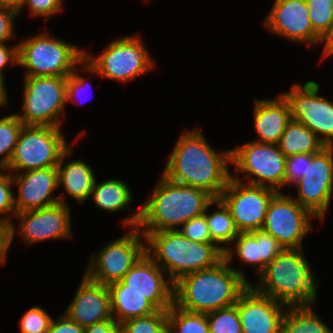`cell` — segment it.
Returning <instances> with one entry per match:
<instances>
[{
  "mask_svg": "<svg viewBox=\"0 0 333 333\" xmlns=\"http://www.w3.org/2000/svg\"><path fill=\"white\" fill-rule=\"evenodd\" d=\"M242 333H281L282 318L288 308L249 285L238 297Z\"/></svg>",
  "mask_w": 333,
  "mask_h": 333,
  "instance_id": "cell-20",
  "label": "cell"
},
{
  "mask_svg": "<svg viewBox=\"0 0 333 333\" xmlns=\"http://www.w3.org/2000/svg\"><path fill=\"white\" fill-rule=\"evenodd\" d=\"M146 239V254L175 283L180 277L216 266L224 251L216 243L195 242L178 230L141 232Z\"/></svg>",
  "mask_w": 333,
  "mask_h": 333,
  "instance_id": "cell-5",
  "label": "cell"
},
{
  "mask_svg": "<svg viewBox=\"0 0 333 333\" xmlns=\"http://www.w3.org/2000/svg\"><path fill=\"white\" fill-rule=\"evenodd\" d=\"M23 76L67 77L85 59V49L46 32L18 41Z\"/></svg>",
  "mask_w": 333,
  "mask_h": 333,
  "instance_id": "cell-7",
  "label": "cell"
},
{
  "mask_svg": "<svg viewBox=\"0 0 333 333\" xmlns=\"http://www.w3.org/2000/svg\"><path fill=\"white\" fill-rule=\"evenodd\" d=\"M7 86L5 82V77L0 76V109L9 107V98L7 93Z\"/></svg>",
  "mask_w": 333,
  "mask_h": 333,
  "instance_id": "cell-47",
  "label": "cell"
},
{
  "mask_svg": "<svg viewBox=\"0 0 333 333\" xmlns=\"http://www.w3.org/2000/svg\"><path fill=\"white\" fill-rule=\"evenodd\" d=\"M151 192L139 210L121 219L124 229L138 228L140 232L177 230L190 219L204 214L214 199L203 189L173 182L162 174Z\"/></svg>",
  "mask_w": 333,
  "mask_h": 333,
  "instance_id": "cell-2",
  "label": "cell"
},
{
  "mask_svg": "<svg viewBox=\"0 0 333 333\" xmlns=\"http://www.w3.org/2000/svg\"><path fill=\"white\" fill-rule=\"evenodd\" d=\"M167 319L168 333H209L207 314L184 311L173 304Z\"/></svg>",
  "mask_w": 333,
  "mask_h": 333,
  "instance_id": "cell-30",
  "label": "cell"
},
{
  "mask_svg": "<svg viewBox=\"0 0 333 333\" xmlns=\"http://www.w3.org/2000/svg\"><path fill=\"white\" fill-rule=\"evenodd\" d=\"M312 154H295L286 157V187L289 188L302 178L307 170V162H311Z\"/></svg>",
  "mask_w": 333,
  "mask_h": 333,
  "instance_id": "cell-40",
  "label": "cell"
},
{
  "mask_svg": "<svg viewBox=\"0 0 333 333\" xmlns=\"http://www.w3.org/2000/svg\"><path fill=\"white\" fill-rule=\"evenodd\" d=\"M84 328L72 321L65 313L51 319L48 333H83Z\"/></svg>",
  "mask_w": 333,
  "mask_h": 333,
  "instance_id": "cell-42",
  "label": "cell"
},
{
  "mask_svg": "<svg viewBox=\"0 0 333 333\" xmlns=\"http://www.w3.org/2000/svg\"><path fill=\"white\" fill-rule=\"evenodd\" d=\"M80 282L64 313L83 328L113 319L108 287L91 280L85 273Z\"/></svg>",
  "mask_w": 333,
  "mask_h": 333,
  "instance_id": "cell-22",
  "label": "cell"
},
{
  "mask_svg": "<svg viewBox=\"0 0 333 333\" xmlns=\"http://www.w3.org/2000/svg\"><path fill=\"white\" fill-rule=\"evenodd\" d=\"M313 31L322 38L333 21V0H305Z\"/></svg>",
  "mask_w": 333,
  "mask_h": 333,
  "instance_id": "cell-34",
  "label": "cell"
},
{
  "mask_svg": "<svg viewBox=\"0 0 333 333\" xmlns=\"http://www.w3.org/2000/svg\"><path fill=\"white\" fill-rule=\"evenodd\" d=\"M23 126L15 113L0 118V169L8 167Z\"/></svg>",
  "mask_w": 333,
  "mask_h": 333,
  "instance_id": "cell-31",
  "label": "cell"
},
{
  "mask_svg": "<svg viewBox=\"0 0 333 333\" xmlns=\"http://www.w3.org/2000/svg\"><path fill=\"white\" fill-rule=\"evenodd\" d=\"M209 333H242L236 304L207 314Z\"/></svg>",
  "mask_w": 333,
  "mask_h": 333,
  "instance_id": "cell-33",
  "label": "cell"
},
{
  "mask_svg": "<svg viewBox=\"0 0 333 333\" xmlns=\"http://www.w3.org/2000/svg\"><path fill=\"white\" fill-rule=\"evenodd\" d=\"M214 206L212 213L208 210ZM211 239L224 251L238 236L230 210L220 198H214L204 212Z\"/></svg>",
  "mask_w": 333,
  "mask_h": 333,
  "instance_id": "cell-28",
  "label": "cell"
},
{
  "mask_svg": "<svg viewBox=\"0 0 333 333\" xmlns=\"http://www.w3.org/2000/svg\"><path fill=\"white\" fill-rule=\"evenodd\" d=\"M22 113H15L26 126L62 128L65 114L67 77L24 76Z\"/></svg>",
  "mask_w": 333,
  "mask_h": 333,
  "instance_id": "cell-9",
  "label": "cell"
},
{
  "mask_svg": "<svg viewBox=\"0 0 333 333\" xmlns=\"http://www.w3.org/2000/svg\"><path fill=\"white\" fill-rule=\"evenodd\" d=\"M155 64L143 38L135 33L114 39L99 55L85 50L84 72L126 84L153 71Z\"/></svg>",
  "mask_w": 333,
  "mask_h": 333,
  "instance_id": "cell-6",
  "label": "cell"
},
{
  "mask_svg": "<svg viewBox=\"0 0 333 333\" xmlns=\"http://www.w3.org/2000/svg\"><path fill=\"white\" fill-rule=\"evenodd\" d=\"M178 137L162 175L219 198L231 178V149L212 148L197 125L183 130Z\"/></svg>",
  "mask_w": 333,
  "mask_h": 333,
  "instance_id": "cell-1",
  "label": "cell"
},
{
  "mask_svg": "<svg viewBox=\"0 0 333 333\" xmlns=\"http://www.w3.org/2000/svg\"><path fill=\"white\" fill-rule=\"evenodd\" d=\"M319 84L309 80L293 83L280 93L287 101L293 120L301 122L316 134L324 146H333V101L319 95Z\"/></svg>",
  "mask_w": 333,
  "mask_h": 333,
  "instance_id": "cell-12",
  "label": "cell"
},
{
  "mask_svg": "<svg viewBox=\"0 0 333 333\" xmlns=\"http://www.w3.org/2000/svg\"><path fill=\"white\" fill-rule=\"evenodd\" d=\"M304 249H283L250 285L288 307L317 305L319 279Z\"/></svg>",
  "mask_w": 333,
  "mask_h": 333,
  "instance_id": "cell-4",
  "label": "cell"
},
{
  "mask_svg": "<svg viewBox=\"0 0 333 333\" xmlns=\"http://www.w3.org/2000/svg\"><path fill=\"white\" fill-rule=\"evenodd\" d=\"M73 141L70 146L61 156L57 166L58 170V189L62 186L65 194L79 205H82L89 200L91 192L96 182L95 172L92 167L82 159H72L65 163L68 157H72L73 147L76 144Z\"/></svg>",
  "mask_w": 333,
  "mask_h": 333,
  "instance_id": "cell-24",
  "label": "cell"
},
{
  "mask_svg": "<svg viewBox=\"0 0 333 333\" xmlns=\"http://www.w3.org/2000/svg\"><path fill=\"white\" fill-rule=\"evenodd\" d=\"M52 317L44 308L33 305L19 319L20 333H48Z\"/></svg>",
  "mask_w": 333,
  "mask_h": 333,
  "instance_id": "cell-35",
  "label": "cell"
},
{
  "mask_svg": "<svg viewBox=\"0 0 333 333\" xmlns=\"http://www.w3.org/2000/svg\"><path fill=\"white\" fill-rule=\"evenodd\" d=\"M11 226V223L0 219V266L5 264L8 251L12 246Z\"/></svg>",
  "mask_w": 333,
  "mask_h": 333,
  "instance_id": "cell-44",
  "label": "cell"
},
{
  "mask_svg": "<svg viewBox=\"0 0 333 333\" xmlns=\"http://www.w3.org/2000/svg\"><path fill=\"white\" fill-rule=\"evenodd\" d=\"M83 333H121V324L113 318L99 323H94L84 328Z\"/></svg>",
  "mask_w": 333,
  "mask_h": 333,
  "instance_id": "cell-45",
  "label": "cell"
},
{
  "mask_svg": "<svg viewBox=\"0 0 333 333\" xmlns=\"http://www.w3.org/2000/svg\"><path fill=\"white\" fill-rule=\"evenodd\" d=\"M293 185L297 190L293 198L323 222L333 198V146H325L312 154L304 176Z\"/></svg>",
  "mask_w": 333,
  "mask_h": 333,
  "instance_id": "cell-14",
  "label": "cell"
},
{
  "mask_svg": "<svg viewBox=\"0 0 333 333\" xmlns=\"http://www.w3.org/2000/svg\"><path fill=\"white\" fill-rule=\"evenodd\" d=\"M121 333H168L167 310L121 323Z\"/></svg>",
  "mask_w": 333,
  "mask_h": 333,
  "instance_id": "cell-32",
  "label": "cell"
},
{
  "mask_svg": "<svg viewBox=\"0 0 333 333\" xmlns=\"http://www.w3.org/2000/svg\"><path fill=\"white\" fill-rule=\"evenodd\" d=\"M130 186L121 179H104L102 182H95L90 197L95 207L100 208L107 213L119 211H130L131 202H133L132 190Z\"/></svg>",
  "mask_w": 333,
  "mask_h": 333,
  "instance_id": "cell-26",
  "label": "cell"
},
{
  "mask_svg": "<svg viewBox=\"0 0 333 333\" xmlns=\"http://www.w3.org/2000/svg\"><path fill=\"white\" fill-rule=\"evenodd\" d=\"M129 231V232H128ZM89 257L85 274L93 281L108 286L123 276L146 253V239L138 228H129Z\"/></svg>",
  "mask_w": 333,
  "mask_h": 333,
  "instance_id": "cell-11",
  "label": "cell"
},
{
  "mask_svg": "<svg viewBox=\"0 0 333 333\" xmlns=\"http://www.w3.org/2000/svg\"><path fill=\"white\" fill-rule=\"evenodd\" d=\"M319 45H323V54L321 56V60L330 57L333 55V21L331 22L329 30L324 34V36L320 39Z\"/></svg>",
  "mask_w": 333,
  "mask_h": 333,
  "instance_id": "cell-46",
  "label": "cell"
},
{
  "mask_svg": "<svg viewBox=\"0 0 333 333\" xmlns=\"http://www.w3.org/2000/svg\"><path fill=\"white\" fill-rule=\"evenodd\" d=\"M8 42L0 43V76L5 77L4 70L9 66L18 65V45L8 46Z\"/></svg>",
  "mask_w": 333,
  "mask_h": 333,
  "instance_id": "cell-43",
  "label": "cell"
},
{
  "mask_svg": "<svg viewBox=\"0 0 333 333\" xmlns=\"http://www.w3.org/2000/svg\"><path fill=\"white\" fill-rule=\"evenodd\" d=\"M254 127L261 143L278 144L282 133L292 120L290 108L281 94L276 98H254Z\"/></svg>",
  "mask_w": 333,
  "mask_h": 333,
  "instance_id": "cell-23",
  "label": "cell"
},
{
  "mask_svg": "<svg viewBox=\"0 0 333 333\" xmlns=\"http://www.w3.org/2000/svg\"><path fill=\"white\" fill-rule=\"evenodd\" d=\"M231 166V177L235 180L278 192L286 187V157L278 144L252 140L236 146L231 149Z\"/></svg>",
  "mask_w": 333,
  "mask_h": 333,
  "instance_id": "cell-8",
  "label": "cell"
},
{
  "mask_svg": "<svg viewBox=\"0 0 333 333\" xmlns=\"http://www.w3.org/2000/svg\"><path fill=\"white\" fill-rule=\"evenodd\" d=\"M128 290L143 295L158 310H168L174 304V282L146 253L123 276Z\"/></svg>",
  "mask_w": 333,
  "mask_h": 333,
  "instance_id": "cell-19",
  "label": "cell"
},
{
  "mask_svg": "<svg viewBox=\"0 0 333 333\" xmlns=\"http://www.w3.org/2000/svg\"><path fill=\"white\" fill-rule=\"evenodd\" d=\"M250 284L223 259L216 266L192 272L174 283V305L208 314L233 306Z\"/></svg>",
  "mask_w": 333,
  "mask_h": 333,
  "instance_id": "cell-3",
  "label": "cell"
},
{
  "mask_svg": "<svg viewBox=\"0 0 333 333\" xmlns=\"http://www.w3.org/2000/svg\"><path fill=\"white\" fill-rule=\"evenodd\" d=\"M313 306L288 307L281 322V333H330L328 325Z\"/></svg>",
  "mask_w": 333,
  "mask_h": 333,
  "instance_id": "cell-29",
  "label": "cell"
},
{
  "mask_svg": "<svg viewBox=\"0 0 333 333\" xmlns=\"http://www.w3.org/2000/svg\"><path fill=\"white\" fill-rule=\"evenodd\" d=\"M13 191L12 174L7 169H0V219L11 224L16 214Z\"/></svg>",
  "mask_w": 333,
  "mask_h": 333,
  "instance_id": "cell-36",
  "label": "cell"
},
{
  "mask_svg": "<svg viewBox=\"0 0 333 333\" xmlns=\"http://www.w3.org/2000/svg\"><path fill=\"white\" fill-rule=\"evenodd\" d=\"M14 219L18 224L16 226L13 222L11 226L12 243L15 234H19L26 247L49 240H70L74 236L70 204L57 203L46 208L16 213Z\"/></svg>",
  "mask_w": 333,
  "mask_h": 333,
  "instance_id": "cell-15",
  "label": "cell"
},
{
  "mask_svg": "<svg viewBox=\"0 0 333 333\" xmlns=\"http://www.w3.org/2000/svg\"><path fill=\"white\" fill-rule=\"evenodd\" d=\"M26 0H0V4L19 10Z\"/></svg>",
  "mask_w": 333,
  "mask_h": 333,
  "instance_id": "cell-48",
  "label": "cell"
},
{
  "mask_svg": "<svg viewBox=\"0 0 333 333\" xmlns=\"http://www.w3.org/2000/svg\"><path fill=\"white\" fill-rule=\"evenodd\" d=\"M17 17L18 10L0 4V43L17 38L16 29L14 28Z\"/></svg>",
  "mask_w": 333,
  "mask_h": 333,
  "instance_id": "cell-41",
  "label": "cell"
},
{
  "mask_svg": "<svg viewBox=\"0 0 333 333\" xmlns=\"http://www.w3.org/2000/svg\"><path fill=\"white\" fill-rule=\"evenodd\" d=\"M278 192L270 201L261 230L272 235L284 249H302L315 218L292 196Z\"/></svg>",
  "mask_w": 333,
  "mask_h": 333,
  "instance_id": "cell-13",
  "label": "cell"
},
{
  "mask_svg": "<svg viewBox=\"0 0 333 333\" xmlns=\"http://www.w3.org/2000/svg\"><path fill=\"white\" fill-rule=\"evenodd\" d=\"M278 191L247 184L232 177L220 195V199L230 210L235 226L239 232L261 230L267 209Z\"/></svg>",
  "mask_w": 333,
  "mask_h": 333,
  "instance_id": "cell-16",
  "label": "cell"
},
{
  "mask_svg": "<svg viewBox=\"0 0 333 333\" xmlns=\"http://www.w3.org/2000/svg\"><path fill=\"white\" fill-rule=\"evenodd\" d=\"M63 2L64 0H26L18 10V17H20L24 8L27 7L30 17L45 18L44 22L46 23V21H50L51 16L55 17V15L63 11Z\"/></svg>",
  "mask_w": 333,
  "mask_h": 333,
  "instance_id": "cell-37",
  "label": "cell"
},
{
  "mask_svg": "<svg viewBox=\"0 0 333 333\" xmlns=\"http://www.w3.org/2000/svg\"><path fill=\"white\" fill-rule=\"evenodd\" d=\"M177 230L189 240L195 242L215 243L211 239L204 214L190 219Z\"/></svg>",
  "mask_w": 333,
  "mask_h": 333,
  "instance_id": "cell-39",
  "label": "cell"
},
{
  "mask_svg": "<svg viewBox=\"0 0 333 333\" xmlns=\"http://www.w3.org/2000/svg\"><path fill=\"white\" fill-rule=\"evenodd\" d=\"M11 174L13 186L18 188L17 194L14 193L16 213L46 208L57 203L69 204L65 194H54L58 190L57 167Z\"/></svg>",
  "mask_w": 333,
  "mask_h": 333,
  "instance_id": "cell-18",
  "label": "cell"
},
{
  "mask_svg": "<svg viewBox=\"0 0 333 333\" xmlns=\"http://www.w3.org/2000/svg\"><path fill=\"white\" fill-rule=\"evenodd\" d=\"M63 128L51 126L22 127L6 168L10 173L57 167L62 154L73 144L67 142Z\"/></svg>",
  "mask_w": 333,
  "mask_h": 333,
  "instance_id": "cell-10",
  "label": "cell"
},
{
  "mask_svg": "<svg viewBox=\"0 0 333 333\" xmlns=\"http://www.w3.org/2000/svg\"><path fill=\"white\" fill-rule=\"evenodd\" d=\"M233 245V246H232ZM284 248L270 234L263 230L239 232L234 241L224 250L225 261L249 284L245 272L238 266L234 268L233 257H238L241 266H252L259 275ZM235 255V256H234ZM232 264V265H231Z\"/></svg>",
  "mask_w": 333,
  "mask_h": 333,
  "instance_id": "cell-21",
  "label": "cell"
},
{
  "mask_svg": "<svg viewBox=\"0 0 333 333\" xmlns=\"http://www.w3.org/2000/svg\"><path fill=\"white\" fill-rule=\"evenodd\" d=\"M79 73H84V60L74 69V71L72 72L71 75L67 76V91H66L67 104L69 102H70V104H71V102L72 103L76 102L75 104H77L79 102L81 104L83 102L82 99H84V97L78 101L77 99L80 97L79 95L84 94V92L86 91L87 88L90 89V85H88V84L90 83L89 80L91 79V77H89V76L84 77V76H82V74H79ZM84 89H85V91H84ZM85 102H87V101L85 100Z\"/></svg>",
  "mask_w": 333,
  "mask_h": 333,
  "instance_id": "cell-38",
  "label": "cell"
},
{
  "mask_svg": "<svg viewBox=\"0 0 333 333\" xmlns=\"http://www.w3.org/2000/svg\"><path fill=\"white\" fill-rule=\"evenodd\" d=\"M262 24L278 37L302 45L319 46L321 38L313 31L305 0H274Z\"/></svg>",
  "mask_w": 333,
  "mask_h": 333,
  "instance_id": "cell-17",
  "label": "cell"
},
{
  "mask_svg": "<svg viewBox=\"0 0 333 333\" xmlns=\"http://www.w3.org/2000/svg\"><path fill=\"white\" fill-rule=\"evenodd\" d=\"M278 146L285 157L300 153L315 154L325 147L314 132L293 119L282 133Z\"/></svg>",
  "mask_w": 333,
  "mask_h": 333,
  "instance_id": "cell-27",
  "label": "cell"
},
{
  "mask_svg": "<svg viewBox=\"0 0 333 333\" xmlns=\"http://www.w3.org/2000/svg\"><path fill=\"white\" fill-rule=\"evenodd\" d=\"M112 317L119 323L132 318L145 317L158 309L143 295L128 290L121 281L108 286Z\"/></svg>",
  "mask_w": 333,
  "mask_h": 333,
  "instance_id": "cell-25",
  "label": "cell"
}]
</instances>
